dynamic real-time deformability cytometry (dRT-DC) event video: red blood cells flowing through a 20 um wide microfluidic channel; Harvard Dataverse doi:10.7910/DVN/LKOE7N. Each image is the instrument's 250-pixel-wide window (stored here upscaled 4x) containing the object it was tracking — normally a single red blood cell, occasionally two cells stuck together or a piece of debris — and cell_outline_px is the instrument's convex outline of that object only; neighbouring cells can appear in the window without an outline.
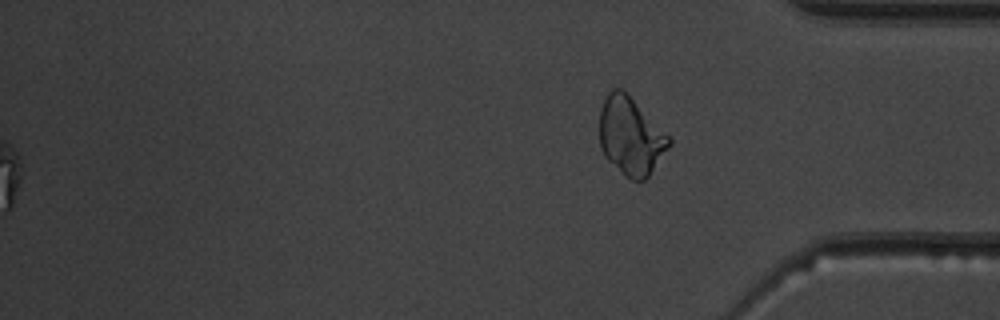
{"species": "common noctule bat (a hibernating species)", "species_latin": "Nyctalus noctula", "temperature_condition": "warm", "stored_images_in_passage": 54, "segment_of_instrument_passage": [2, 2], "camera_frame_rate_fps": 3000, "um_per_image_px": 0.085, "animal": {"sex": "male", "body_mass_g": 19.5, "forearm_length_mm": 54.6}, "frame": {"image": 1, "passage_image": 54, "time_ms": 17.667, "image_size_px": [1000, 320], "cell_outline_px": [[672, 144], [648, 176], [644, 180], [632, 180], [624, 176], [604, 156], [600, 148], [600, 108], [608, 92], [612, 88], [624, 88], [672, 140]], "centroid_in_image_um": [53.6, 11.55], "position_along_channel_um": 381.6, "area_um2": 31.62}}